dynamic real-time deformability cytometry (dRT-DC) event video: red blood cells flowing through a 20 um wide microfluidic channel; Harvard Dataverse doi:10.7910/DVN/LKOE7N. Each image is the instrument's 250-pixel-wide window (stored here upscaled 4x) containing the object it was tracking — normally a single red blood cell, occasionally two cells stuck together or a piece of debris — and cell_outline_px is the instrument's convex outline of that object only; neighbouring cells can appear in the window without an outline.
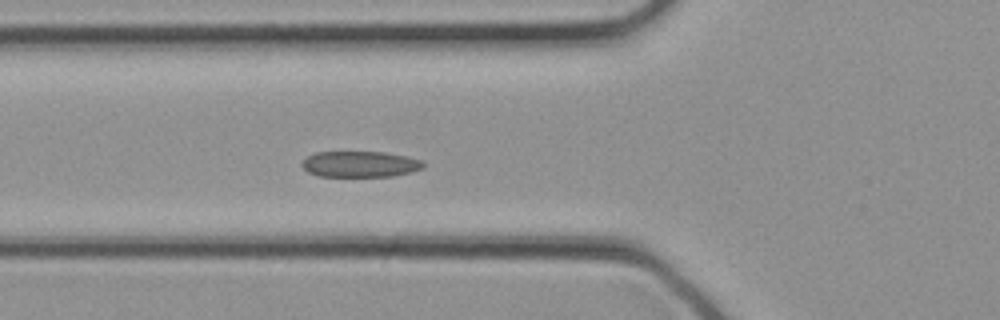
{"species": "common noctule bat (a hibernating species)", "species_latin": "Nyctalus noctula", "temperature_condition": "cold", "stored_images_in_passage": 32, "camera_frame_rate_fps": 3000, "um_per_image_px": 0.085, "animal": {"sex": "female", "body_mass_g": 21.9}, "frame": {"image": 1, "passage_image": 10, "time_ms": 3.0, "image_size_px": [1000, 320], "cell_outline_px": [[424, 168], [412, 172], [392, 176], [320, 176], [308, 172], [300, 164], [308, 156], [316, 152], [384, 152], [408, 156], [420, 160], [424, 164]], "centroid_in_image_um": [30.63, 13.95], "position_along_channel_um": 95.2, "area_um2": 18.32}}
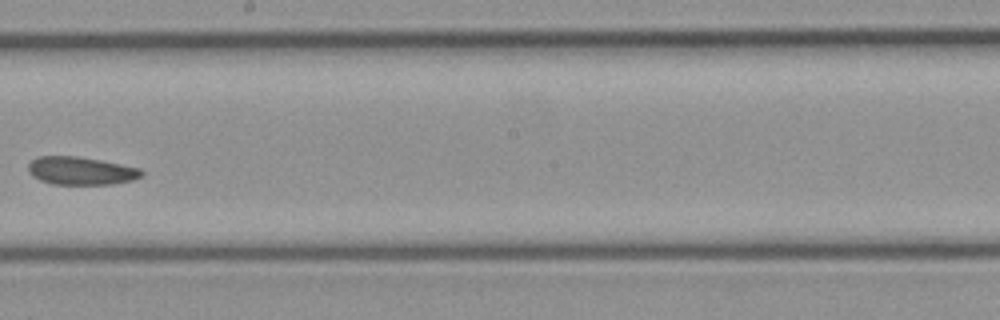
{"frame": {"image": 2, "passage_image": 17, "time_ms": 5.333, "image_size_px": [1000, 320], "cell_outline_px": [[144, 172], [140, 176], [132, 180], [112, 184], [52, 184], [40, 180], [32, 176], [28, 172], [28, 164], [36, 156], [76, 156], [100, 160], [140, 168]], "centroid_in_image_um": [6.84, 14.51], "position_along_channel_um": 241.4, "area_um2": 18.44}}
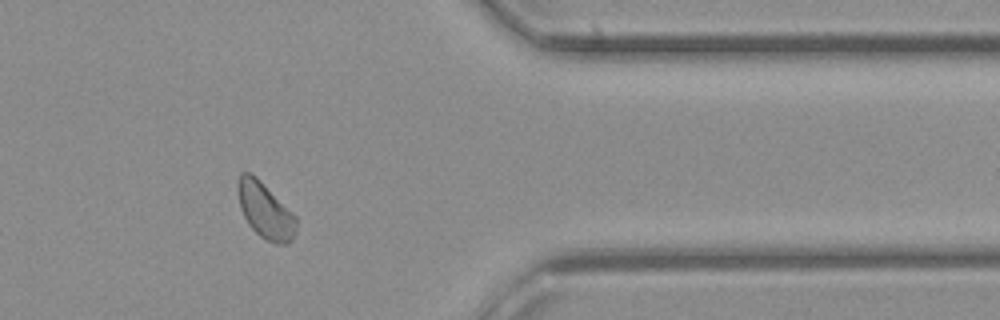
{"frame": {"image": 3, "passage_image": 25, "time_ms": 8.0, "image_size_px": [1000, 320], "cell_outline_px": [[296, 232], [292, 240], [288, 244], [276, 244], [260, 236], [248, 224], [240, 208], [236, 188], [236, 184], [240, 172], [248, 172], [256, 176], [296, 216]], "centroid_in_image_um": [22.52, 17.88], "position_along_channel_um": 388.9, "area_um2": 19.07}}